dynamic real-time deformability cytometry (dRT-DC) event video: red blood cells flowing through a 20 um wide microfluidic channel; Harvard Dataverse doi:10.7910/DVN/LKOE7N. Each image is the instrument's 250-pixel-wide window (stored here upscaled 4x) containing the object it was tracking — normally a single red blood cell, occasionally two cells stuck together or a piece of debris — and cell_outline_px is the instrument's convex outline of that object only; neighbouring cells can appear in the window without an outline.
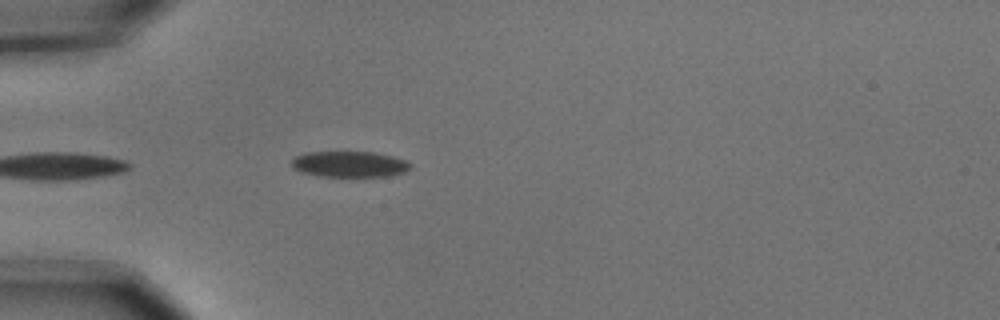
{"species": "common noctule bat (a hibernating species)", "species_latin": "Nyctalus noctula", "temperature_condition": "cold", "stored_images_in_passage": 6, "camera_frame_rate_fps": 3000, "um_per_image_px": 0.085, "animal": {"sex": "male", "body_mass_g": 15.6}, "frame": {"image": 1, "passage_image": 6, "time_ms": 1.667, "image_size_px": [1000, 320], "cell_outline_px": [[412, 164], [404, 172], [392, 176], [320, 176], [300, 172], [292, 168], [292, 160], [296, 156], [304, 152], [372, 152], [392, 156], [404, 160]], "centroid_in_image_um": [29.67, 13.95], "position_along_channel_um": 55.3, "area_um2": 17.86}}